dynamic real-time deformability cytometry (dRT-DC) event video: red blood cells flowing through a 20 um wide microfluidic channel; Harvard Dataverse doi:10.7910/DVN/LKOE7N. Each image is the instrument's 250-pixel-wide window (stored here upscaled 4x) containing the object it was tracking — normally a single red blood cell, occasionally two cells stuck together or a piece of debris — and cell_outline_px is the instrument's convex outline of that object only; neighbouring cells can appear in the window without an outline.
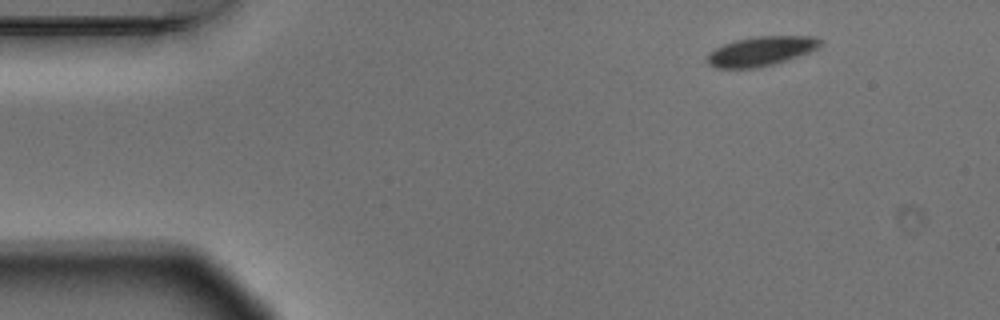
{"species": "Egyptian fruit bat (a non-hibernating species)", "species_latin": "Rousettus aegyptiacus", "temperature_condition": "warm", "stored_images_in_passage": 2, "camera_frame_rate_fps": 3000, "um_per_image_px": 0.085, "animal": {"sex": "male"}, "frame": {"image": 1, "passage_image": 1, "time_ms": 0.0, "image_size_px": [1000, 320], "cell_outline_px": [[820, 44], [816, 48], [808, 52], [772, 64], [756, 68], [716, 68], [708, 64], [708, 56], [716, 48], [724, 44], [736, 40], [756, 36], [816, 36], [820, 40]], "centroid_in_image_um": [64.67, 4.34], "position_along_channel_um": 20.3, "area_um2": 18.9}}